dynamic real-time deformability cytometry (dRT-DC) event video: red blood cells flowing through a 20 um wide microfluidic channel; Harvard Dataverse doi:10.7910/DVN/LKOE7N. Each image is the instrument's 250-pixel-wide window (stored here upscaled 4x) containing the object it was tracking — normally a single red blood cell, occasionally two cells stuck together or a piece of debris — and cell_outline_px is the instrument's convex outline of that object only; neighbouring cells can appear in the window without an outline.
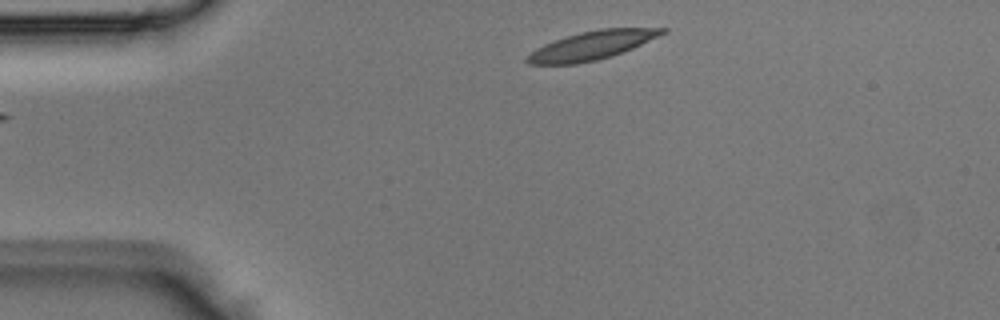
{"species": "Egyptian fruit bat (a non-hibernating species)", "species_latin": "Rousettus aegyptiacus", "temperature_condition": "room temperature", "stored_images_in_passage": 3, "segment_of_instrument_passage": [2, 2], "camera_frame_rate_fps": 3000, "um_per_image_px": 0.085, "animal": {"sex": "male"}, "frame": {"image": 1, "passage_image": 3, "time_ms": 0.667, "image_size_px": [1000, 320], "cell_outline_px": [[668, 32], [632, 48], [612, 56], [596, 60], [576, 64], [528, 64], [524, 60], [536, 48], [544, 44], [580, 32], [600, 28], [668, 28]], "centroid_in_image_um": [50.32, 3.86], "position_along_channel_um": 34.7, "area_um2": 22.25}}